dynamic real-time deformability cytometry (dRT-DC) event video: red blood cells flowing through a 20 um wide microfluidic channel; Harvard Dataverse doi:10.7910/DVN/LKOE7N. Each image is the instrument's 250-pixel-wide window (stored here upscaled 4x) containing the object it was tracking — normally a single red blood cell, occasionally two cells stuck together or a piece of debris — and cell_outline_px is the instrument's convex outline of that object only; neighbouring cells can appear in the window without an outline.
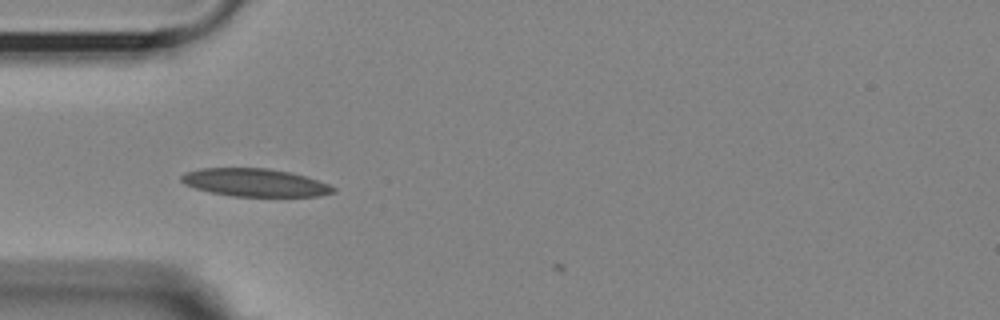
{"species": "Egyptian fruit bat (a non-hibernating species)", "species_latin": "Rousettus aegyptiacus", "temperature_condition": "room temperature", "stored_images_in_passage": 3, "camera_frame_rate_fps": 3000, "um_per_image_px": 0.085, "animal": {"sex": "female"}, "frame": {"image": 1, "passage_image": 1, "time_ms": 0.0, "image_size_px": [1000, 320], "cell_outline_px": [[336, 192], [320, 196], [232, 196], [212, 192], [196, 188], [184, 184], [180, 180], [180, 176], [184, 172], [200, 168], [268, 168], [292, 172], [328, 184], [336, 188]], "centroid_in_image_um": [21.66, 15.51], "position_along_channel_um": 63.3, "area_um2": 24.68}}